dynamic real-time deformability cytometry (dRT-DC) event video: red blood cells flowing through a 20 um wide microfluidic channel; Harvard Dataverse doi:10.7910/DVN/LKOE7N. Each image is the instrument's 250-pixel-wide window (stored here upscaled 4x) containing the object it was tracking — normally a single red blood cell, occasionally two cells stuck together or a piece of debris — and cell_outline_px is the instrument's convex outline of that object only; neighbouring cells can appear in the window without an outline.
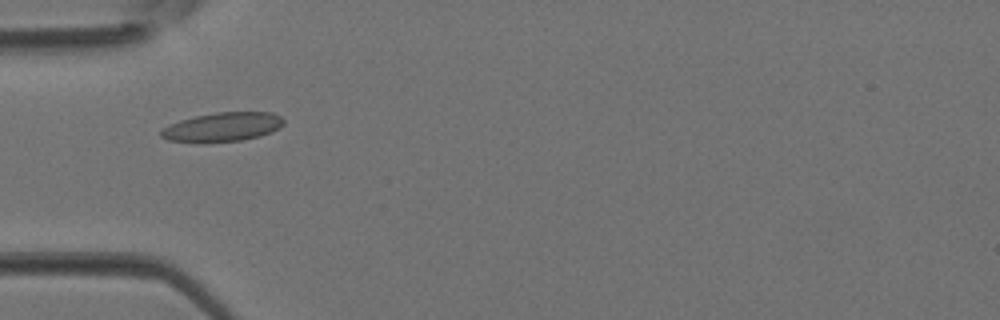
{"species": "Egyptian fruit bat (a non-hibernating species)", "species_latin": "Rousettus aegyptiacus", "temperature_condition": "room temperature", "stored_images_in_passage": 4, "camera_frame_rate_fps": 3000, "um_per_image_px": 0.085, "animal": {"sex": "female"}, "frame": {"image": 1, "passage_image": 4, "time_ms": 1.0, "image_size_px": [1000, 320], "cell_outline_px": [[284, 124], [280, 128], [272, 132], [260, 136], [240, 140], [208, 144], [200, 144], [168, 140], [160, 136], [160, 132], [164, 128], [180, 120], [196, 116], [216, 112], [272, 112], [280, 116], [284, 120]], "centroid_in_image_um": [18.92, 10.82], "position_along_channel_um": 66.1, "area_um2": 21.15}}